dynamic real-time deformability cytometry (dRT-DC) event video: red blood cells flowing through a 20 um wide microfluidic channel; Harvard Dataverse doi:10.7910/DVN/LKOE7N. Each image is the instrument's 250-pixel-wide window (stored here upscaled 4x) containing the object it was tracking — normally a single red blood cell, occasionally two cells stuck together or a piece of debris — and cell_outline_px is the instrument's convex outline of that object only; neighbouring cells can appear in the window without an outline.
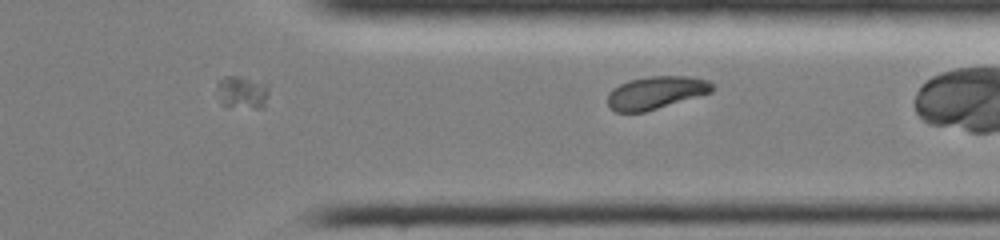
{"species": "common noctule bat (a hibernating species)", "species_latin": "Nyctalus noctula", "temperature_condition": "room temperature", "stored_images_in_passage": 28, "segment_of_instrument_passage": [2, 2], "camera_frame_rate_fps": 3000, "um_per_image_px": 0.085, "animal": {"sex": "female", "body_mass_g": 19.0, "forearm_length_mm": 51.5}, "frame": {"image": 1, "passage_image": 28, "time_ms": 9.0, "image_size_px": [1000, 240], "cell_outline_px": [[716, 88], [712, 92], [644, 112], [616, 112], [608, 104], [608, 92], [612, 88], [628, 80], [648, 76], [688, 76], [708, 80], [716, 84]], "centroid_in_image_um": [55.78, 7.86], "position_along_channel_um": 355.6, "area_um2": 20.06}}